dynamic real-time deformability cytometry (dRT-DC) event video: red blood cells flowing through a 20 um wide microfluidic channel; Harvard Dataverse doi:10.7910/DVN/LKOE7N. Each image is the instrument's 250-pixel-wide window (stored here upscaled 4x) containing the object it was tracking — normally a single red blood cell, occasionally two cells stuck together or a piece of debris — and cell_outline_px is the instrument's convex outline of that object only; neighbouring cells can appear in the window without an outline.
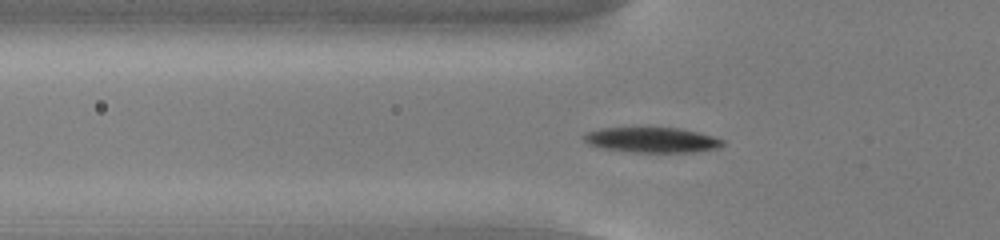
{"species": "common noctule bat (a hibernating species)", "species_latin": "Nyctalus noctula", "temperature_condition": "cold", "stored_images_in_passage": 55, "camera_frame_rate_fps": 3000, "um_per_image_px": 0.085, "animal": {"sex": "male", "body_mass_g": 13.0, "forearm_length_mm": 53.1}, "frame": {"image": 1, "passage_image": 19, "time_ms": 6.0, "image_size_px": [1000, 240], "cell_outline_px": [[724, 144], [720, 148], [696, 152], [632, 152], [604, 148], [588, 144], [584, 140], [584, 136], [588, 132], [600, 128], [680, 128], [712, 136], [724, 140]], "centroid_in_image_um": [55.46, 11.9], "position_along_channel_um": 70.3, "area_um2": 20.23}}
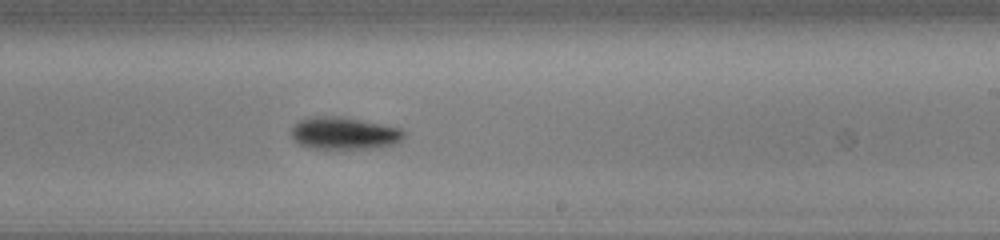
{"frame": {"image": 2, "passage_image": 34, "time_ms": 11.0, "image_size_px": [1000, 240], "cell_outline_px": [[404, 136], [396, 144], [376, 148], [340, 152], [308, 148], [292, 140], [292, 124], [308, 116], [340, 116], [400, 128], [404, 132]], "centroid_in_image_um": [29.19, 11.38], "position_along_channel_um": 259.8, "area_um2": 22.2}}
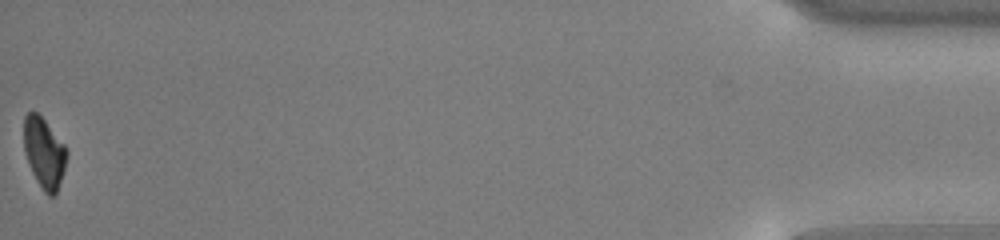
{"frame": {"image": 3, "passage_image": 55, "time_ms": 18.0, "image_size_px": [1000, 240], "cell_outline_px": [[68, 156], [56, 196], [48, 196], [44, 192], [36, 180], [28, 164], [24, 152], [24, 116], [28, 112], [36, 112], [44, 120], [68, 148]], "centroid_in_image_um": [3.76, 13.02], "position_along_channel_um": 431.4, "area_um2": 17.74}, "authors_computed_cell_mechanics": {"area_um2": 19.4208, "velocity_mm_per_s": 3.8063, "shape_relaxation_time_tau1_ms": 3.5563, "shape_relaxation_time_tau2_ms": null, "deformation_change_tau1": 0.1362, "deformation_change_tau2": null}}